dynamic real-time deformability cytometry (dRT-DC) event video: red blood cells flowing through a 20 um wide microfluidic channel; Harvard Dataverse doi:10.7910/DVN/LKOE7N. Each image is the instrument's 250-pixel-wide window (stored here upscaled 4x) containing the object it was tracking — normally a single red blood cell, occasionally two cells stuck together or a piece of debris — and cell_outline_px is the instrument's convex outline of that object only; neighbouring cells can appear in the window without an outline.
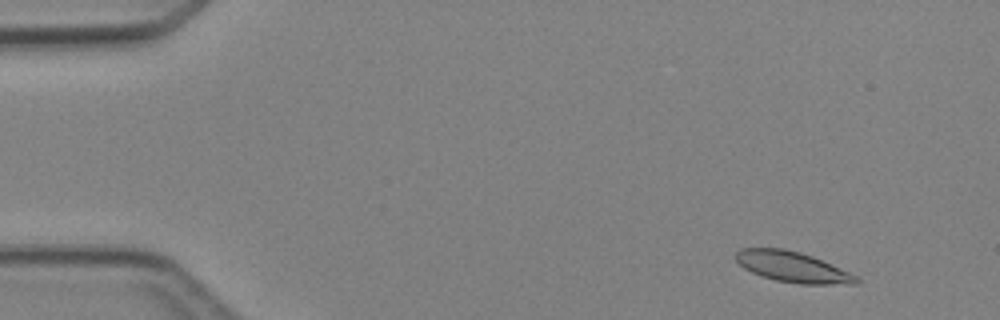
{"species": "Egyptian fruit bat (a non-hibernating species)", "species_latin": "Rousettus aegyptiacus", "temperature_condition": "cold", "stored_images_in_passage": 4, "camera_frame_rate_fps": 3000, "um_per_image_px": 0.085, "animal": {"sex": "female"}, "frame": {"image": 1, "passage_image": 2, "time_ms": 1.0, "image_size_px": [1000, 320], "cell_outline_px": [[860, 280], [856, 284], [800, 284], [776, 280], [752, 272], [744, 268], [736, 260], [736, 252], [740, 248], [784, 248], [800, 252], [812, 256], [848, 272], [856, 276]], "centroid_in_image_um": [67.35, 22.68], "position_along_channel_um": 17.7, "area_um2": 21.15}}